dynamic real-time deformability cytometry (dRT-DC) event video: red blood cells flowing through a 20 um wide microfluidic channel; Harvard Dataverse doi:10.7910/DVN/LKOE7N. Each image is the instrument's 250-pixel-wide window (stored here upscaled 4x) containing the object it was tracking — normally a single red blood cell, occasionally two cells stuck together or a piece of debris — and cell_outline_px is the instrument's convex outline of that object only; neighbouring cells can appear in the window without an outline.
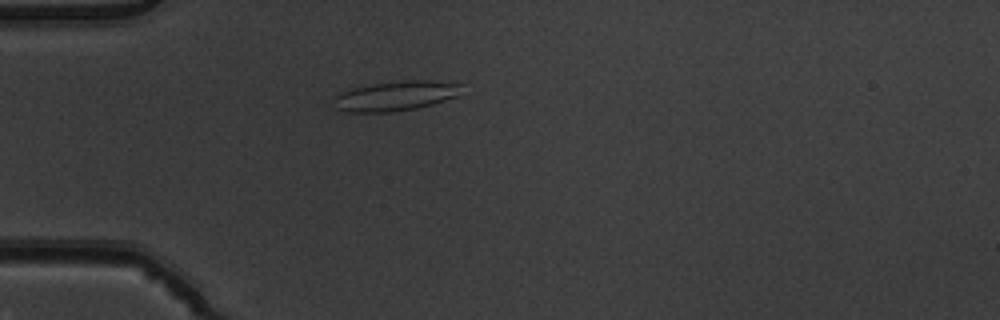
{"species": "common noctule bat (a hibernating species)", "species_latin": "Nyctalus noctula", "temperature_condition": "warm", "stored_images_in_passage": 52, "camera_frame_rate_fps": 3000, "um_per_image_px": 0.085, "animal": {"sex": "male", "body_mass_g": 19.5, "forearm_length_mm": 54.6}, "frame": {"image": 1, "passage_image": 15, "time_ms": 4.667, "image_size_px": [1000, 320], "cell_outline_px": [[464, 84], [460, 96], [432, 104], [416, 108], [392, 112], [348, 112], [336, 108], [336, 96], [352, 88], [372, 84], [404, 80], [428, 80]], "centroid_in_image_um": [33.73, 8.14], "position_along_channel_um": 51.3, "area_um2": 22.08}}
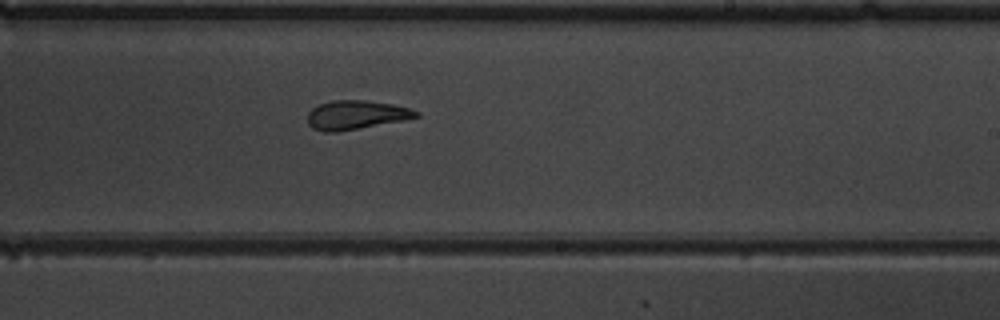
{"frame": {"image": 2, "passage_image": 32, "time_ms": 10.333, "image_size_px": [1000, 320], "cell_outline_px": [[420, 116], [404, 120], [360, 128], [336, 132], [324, 132], [312, 128], [308, 124], [308, 112], [312, 108], [320, 104], [332, 100], [364, 100], [392, 104], [408, 108], [420, 112]], "centroid_in_image_um": [30.25, 9.77], "position_along_channel_um": 258.8, "area_um2": 18.26}}
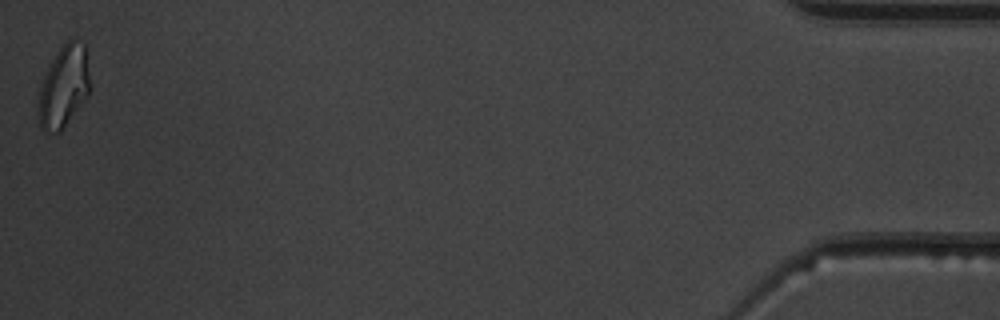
{"frame": {"image": 3, "passage_image": 52, "time_ms": 17.0, "image_size_px": [1000, 320], "cell_outline_px": [[88, 96], [64, 128], [60, 132], [44, 132], [40, 128], [36, 112], [40, 84], [56, 52], [68, 40], [72, 40], [88, 44]], "centroid_in_image_um": [5.4, 7.39], "position_along_channel_um": 429.8, "area_um2": 24.97}, "authors_computed_cell_mechanics": {"area_um2": 20.1722, "velocity_mm_per_s": 3.9013, "shape_relaxation_time_tau1_ms": 11.0702, "shape_relaxation_time_tau2_ms": 3.0014, "deformation_change_tau1": 0.2831, "deformation_change_tau2": 0.1201}}